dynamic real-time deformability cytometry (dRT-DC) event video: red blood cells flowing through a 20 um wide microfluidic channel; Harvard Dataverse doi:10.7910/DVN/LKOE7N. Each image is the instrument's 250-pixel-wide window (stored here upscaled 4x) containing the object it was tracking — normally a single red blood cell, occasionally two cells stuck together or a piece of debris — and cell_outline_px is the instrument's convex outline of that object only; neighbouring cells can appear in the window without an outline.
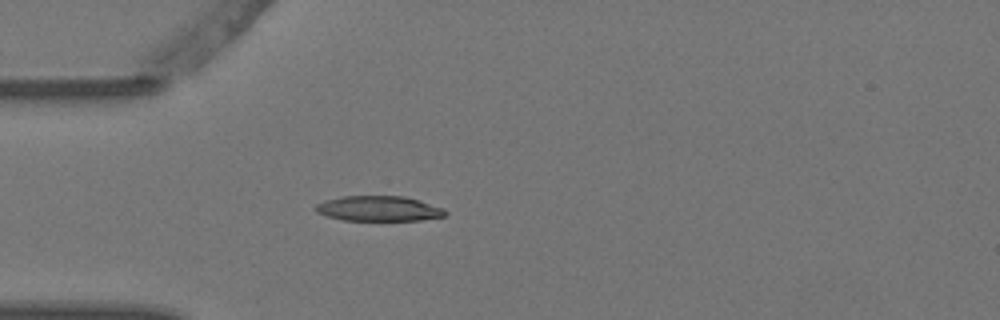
{"species": "Egyptian fruit bat (a non-hibernating species)", "species_latin": "Rousettus aegyptiacus", "temperature_condition": "warm", "stored_images_in_passage": 3, "camera_frame_rate_fps": 3000, "um_per_image_px": 0.085, "animal": {"sex": "female"}, "frame": {"image": 1, "passage_image": 3, "time_ms": 0.667, "image_size_px": [1000, 320], "cell_outline_px": [[448, 212], [444, 216], [420, 220], [344, 220], [328, 216], [316, 212], [316, 204], [324, 200], [340, 196], [404, 196], [444, 208]], "centroid_in_image_um": [32.18, 17.72], "position_along_channel_um": 52.8, "area_um2": 18.9}}